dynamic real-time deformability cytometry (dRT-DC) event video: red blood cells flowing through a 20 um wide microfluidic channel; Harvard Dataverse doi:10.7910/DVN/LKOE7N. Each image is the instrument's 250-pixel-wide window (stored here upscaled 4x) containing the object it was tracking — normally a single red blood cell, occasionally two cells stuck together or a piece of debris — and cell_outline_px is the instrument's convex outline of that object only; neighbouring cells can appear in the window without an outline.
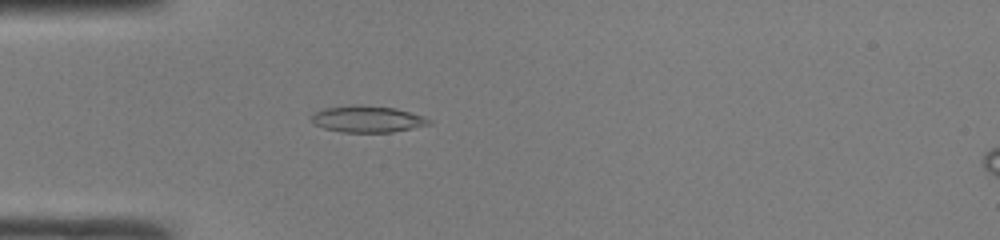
{"species": "common noctule bat (a hibernating species)", "species_latin": "Nyctalus noctula", "temperature_condition": "room temperature", "stored_images_in_passage": 39, "camera_frame_rate_fps": 3000, "um_per_image_px": 0.085, "animal": {"sex": "male", "body_mass_g": 19.0, "forearm_length_mm": 50.8}, "frame": {"image": 1, "passage_image": 5, "time_ms": 1.333, "image_size_px": [1000, 240], "cell_outline_px": [[432, 120], [428, 124], [412, 128], [392, 132], [340, 132], [324, 128], [316, 124], [312, 120], [312, 116], [316, 112], [324, 108], [352, 104], [396, 108], [424, 116]], "centroid_in_image_um": [31.24, 10.11], "position_along_channel_um": 53.8, "area_um2": 18.03}}
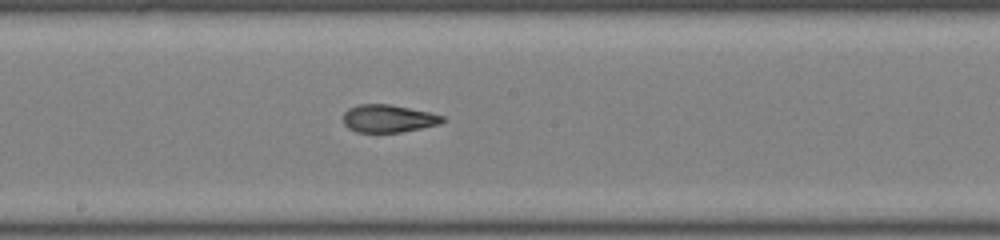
{"frame": {"image": 2, "passage_image": 17, "time_ms": 5.333, "image_size_px": [1000, 240], "cell_outline_px": [[448, 120], [440, 124], [400, 132], [356, 132], [348, 128], [344, 124], [344, 112], [348, 108], [360, 104], [392, 104], [428, 112], [444, 116]], "centroid_in_image_um": [33.02, 10.07], "position_along_channel_um": 215.2, "area_um2": 16.07}}
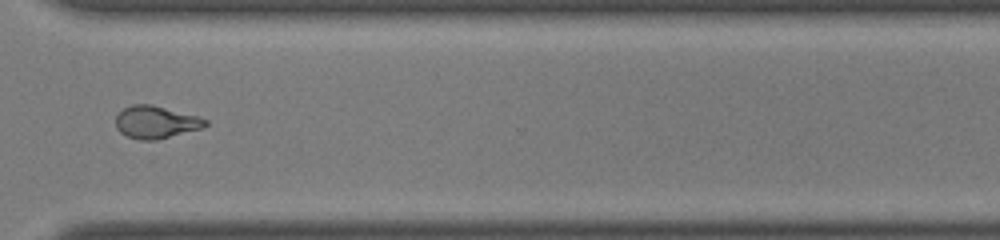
{"frame": {"image": 3, "passage_image": 27, "time_ms": 8.667, "image_size_px": [1000, 240], "cell_outline_px": [[208, 124], [200, 128], [156, 140], [140, 140], [128, 136], [120, 132], [116, 128], [116, 116], [124, 108], [132, 104], [152, 104], [196, 116], [208, 120]], "centroid_in_image_um": [13.21, 10.37], "position_along_channel_um": 357.4, "area_um2": 16.7}, "authors_computed_cell_mechanics": {"area_um2": 17.1666, "velocity_mm_per_s": 4.2457, "shape_relaxation_time_tau1_ms": 9.0385, "shape_relaxation_time_tau2_ms": 1.5474, "deformation_change_tau1": 0.2703, "deformation_change_tau2": 0.0817}}